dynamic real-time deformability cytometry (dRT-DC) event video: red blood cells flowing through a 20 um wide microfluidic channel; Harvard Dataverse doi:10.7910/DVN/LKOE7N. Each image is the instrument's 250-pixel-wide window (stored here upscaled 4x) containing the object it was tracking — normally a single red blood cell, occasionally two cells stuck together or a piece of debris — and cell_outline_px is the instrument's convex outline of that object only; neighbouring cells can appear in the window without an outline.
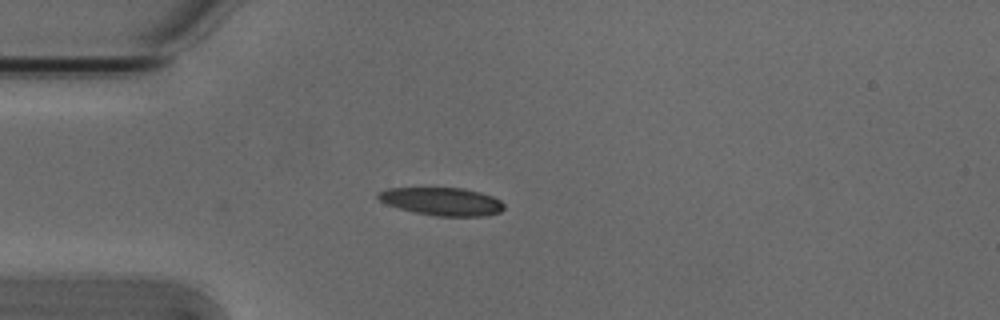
{"species": "Egyptian fruit bat (a non-hibernating species)", "species_latin": "Rousettus aegyptiacus", "temperature_condition": "cold", "stored_images_in_passage": 5, "camera_frame_rate_fps": 3000, "um_per_image_px": 0.085, "animal": {"sex": "male"}, "frame": {"image": 1, "passage_image": 3, "time_ms": 0.667, "image_size_px": [1000, 320], "cell_outline_px": [[504, 208], [500, 212], [484, 216], [436, 216], [412, 212], [388, 204], [380, 200], [376, 196], [376, 192], [388, 188], [464, 188], [480, 192], [492, 196], [500, 200], [504, 204]], "centroid_in_image_um": [37.57, 17.12], "position_along_channel_um": 47.4, "area_um2": 20.52}}